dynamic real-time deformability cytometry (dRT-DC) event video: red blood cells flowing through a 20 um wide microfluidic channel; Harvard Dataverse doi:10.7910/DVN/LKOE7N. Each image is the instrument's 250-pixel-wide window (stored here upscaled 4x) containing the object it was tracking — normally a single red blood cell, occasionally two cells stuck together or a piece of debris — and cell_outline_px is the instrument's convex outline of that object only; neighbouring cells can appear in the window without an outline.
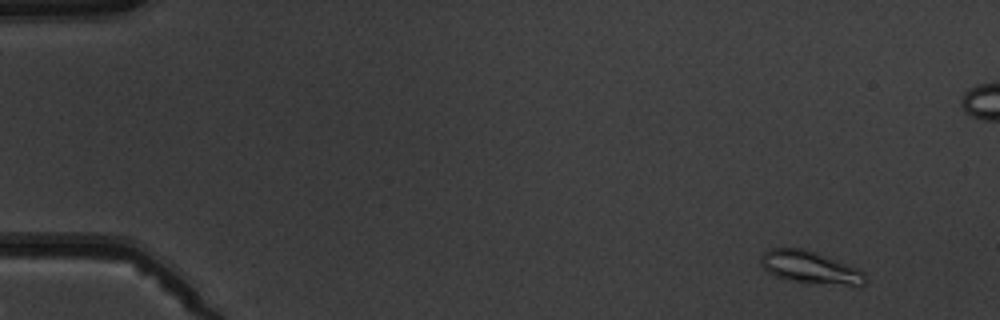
{"species": "common noctule bat (a hibernating species)", "species_latin": "Nyctalus noctula", "temperature_condition": "warm", "stored_images_in_passage": 8, "camera_frame_rate_fps": 3000, "um_per_image_px": 0.085, "animal": {"sex": "male", "body_mass_g": 19.5, "forearm_length_mm": 54.6}, "frame": {"image": 1, "passage_image": 1, "time_ms": 0.0, "image_size_px": [1000, 320], "cell_outline_px": [[868, 280], [864, 284], [856, 288], [788, 280], [776, 276], [768, 272], [760, 264], [760, 256], [768, 248], [804, 248], [856, 268], [864, 272]], "centroid_in_image_um": [68.9, 22.76], "position_along_channel_um": 16.1, "area_um2": 20.06}}
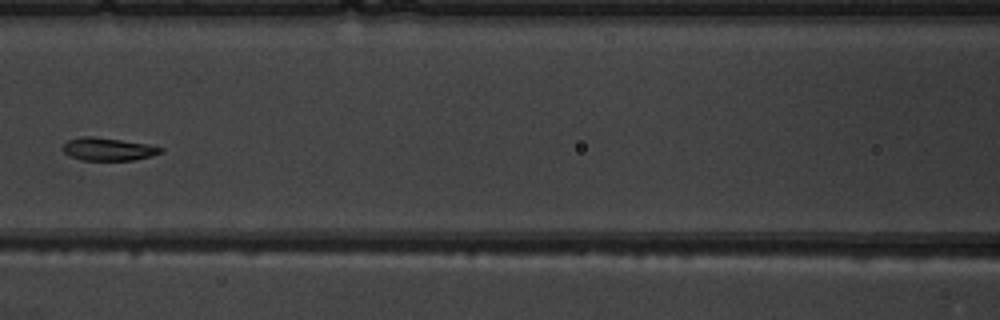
{"frame": {"image": 2, "passage_image": 7, "time_ms": 7.0, "image_size_px": [1000, 320], "cell_outline_px": [[164, 152], [152, 156], [132, 160], [80, 160], [64, 152], [60, 148], [68, 140], [84, 136], [92, 136], [148, 144], [164, 148]], "centroid_in_image_um": [9.21, 12.68], "position_along_channel_um": 157.4, "area_um2": 13.01}}
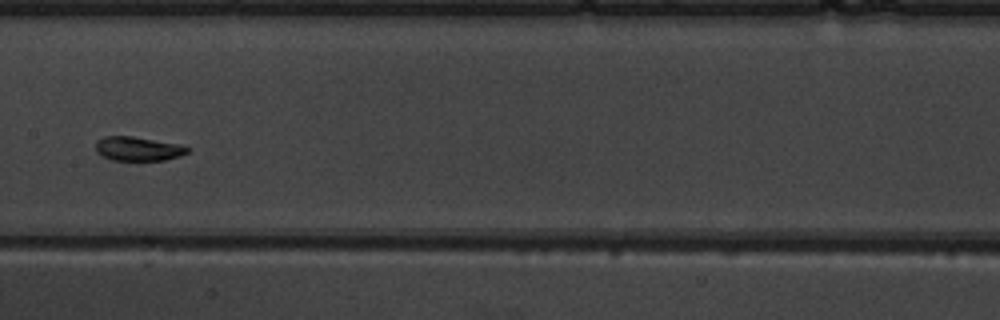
{"frame": {"image": 3, "passage_image": 8, "time_ms": 8.0, "image_size_px": [1000, 320], "cell_outline_px": [[192, 148], [188, 152], [180, 156], [164, 160], [112, 160], [100, 156], [96, 152], [96, 140], [104, 136], [132, 136], [180, 144]], "centroid_in_image_um": [11.73, 12.64], "position_along_channel_um": 195.7, "area_um2": 13.06}}